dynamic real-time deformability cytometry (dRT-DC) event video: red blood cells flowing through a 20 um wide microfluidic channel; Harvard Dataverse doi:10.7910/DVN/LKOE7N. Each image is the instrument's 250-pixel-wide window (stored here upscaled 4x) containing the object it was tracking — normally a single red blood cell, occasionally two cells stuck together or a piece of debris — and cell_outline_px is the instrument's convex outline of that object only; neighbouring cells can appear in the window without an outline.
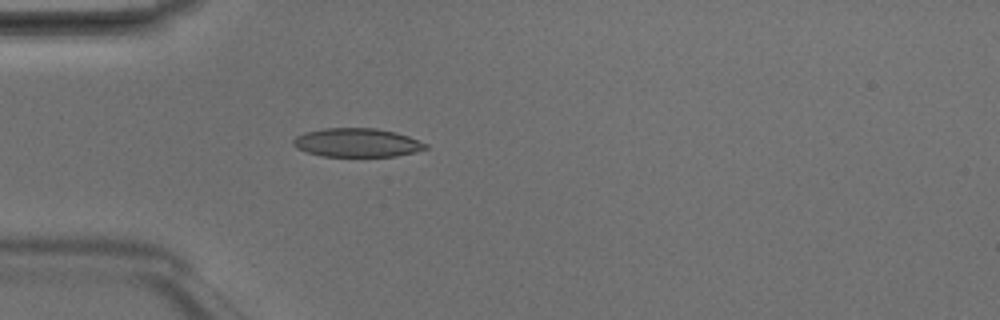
{"species": "Egyptian fruit bat (a non-hibernating species)", "species_latin": "Rousettus aegyptiacus", "temperature_condition": "room temperature", "stored_images_in_passage": 3, "camera_frame_rate_fps": 3000, "um_per_image_px": 0.085, "animal": {"sex": "male"}, "frame": {"image": 1, "passage_image": 3, "time_ms": 0.667, "image_size_px": [1000, 320], "cell_outline_px": [[428, 148], [416, 152], [396, 156], [320, 156], [296, 148], [292, 144], [292, 140], [296, 136], [304, 132], [324, 128], [376, 128], [396, 132], [408, 136], [428, 144]], "centroid_in_image_um": [30.34, 12.12], "position_along_channel_um": 54.7, "area_um2": 22.25}}